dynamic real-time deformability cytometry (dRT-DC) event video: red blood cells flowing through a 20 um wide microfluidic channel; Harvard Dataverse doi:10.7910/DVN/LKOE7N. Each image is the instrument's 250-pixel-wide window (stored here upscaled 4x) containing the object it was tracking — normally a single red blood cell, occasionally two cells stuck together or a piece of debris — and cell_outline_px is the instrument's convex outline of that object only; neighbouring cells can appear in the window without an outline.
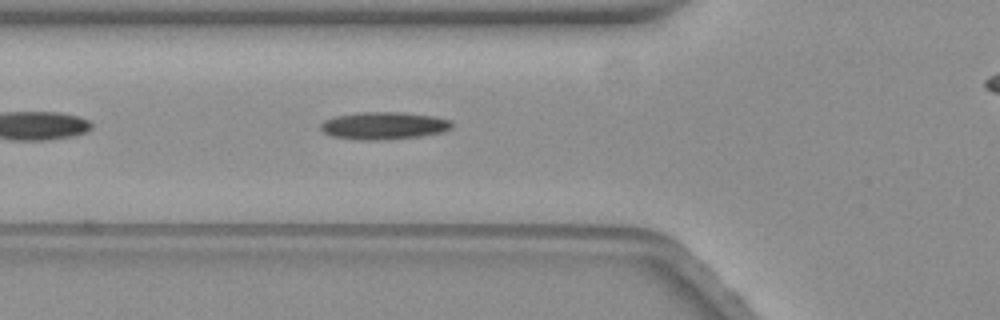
{"species": "common noctule bat (a hibernating species)", "species_latin": "Nyctalus noctula", "temperature_condition": "warm", "stored_images_in_passage": 39, "camera_frame_rate_fps": 3000, "um_per_image_px": 0.085, "animal": {"sex": "female", "body_mass_g": 19.3, "forearm_length_mm": 54.1}, "frame": {"image": 1, "passage_image": 6, "time_ms": 1.667, "image_size_px": [1000, 320], "cell_outline_px": [[452, 128], [444, 132], [420, 136], [384, 140], [360, 140], [332, 136], [324, 132], [320, 128], [320, 124], [324, 120], [336, 116], [360, 112], [404, 112], [432, 116], [448, 120], [452, 124]], "centroid_in_image_um": [32.61, 10.68], "position_along_channel_um": 93.2, "area_um2": 20.98}}